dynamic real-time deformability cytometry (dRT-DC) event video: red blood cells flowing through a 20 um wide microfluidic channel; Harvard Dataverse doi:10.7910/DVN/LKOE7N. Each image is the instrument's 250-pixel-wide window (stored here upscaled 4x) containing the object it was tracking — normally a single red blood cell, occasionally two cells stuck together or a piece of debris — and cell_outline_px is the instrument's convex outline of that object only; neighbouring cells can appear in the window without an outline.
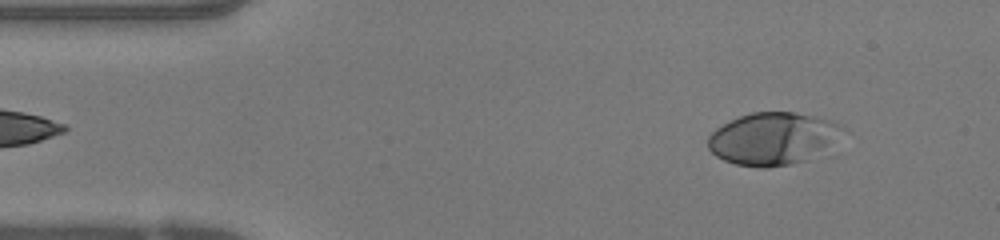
{"species": "human", "species_latin": "Homo sapiens", "temperature_condition": "warm", "stored_images_in_passage": 47, "camera_frame_rate_fps": 3000, "um_per_image_px": 0.085, "donor": {"sex": "female"}, "frame": {"image": 1, "passage_image": 4, "time_ms": 1.0, "image_size_px": [1000, 240], "cell_outline_px": [[840, 124], [824, 148], [804, 160], [788, 164], [764, 168], [760, 168], [736, 164], [724, 160], [716, 156], [708, 148], [708, 136], [716, 128], [740, 116], [752, 112], [792, 112], [832, 120]], "centroid_in_image_um": [65.52, 11.78], "position_along_channel_um": 19.5, "area_um2": 39.48}}
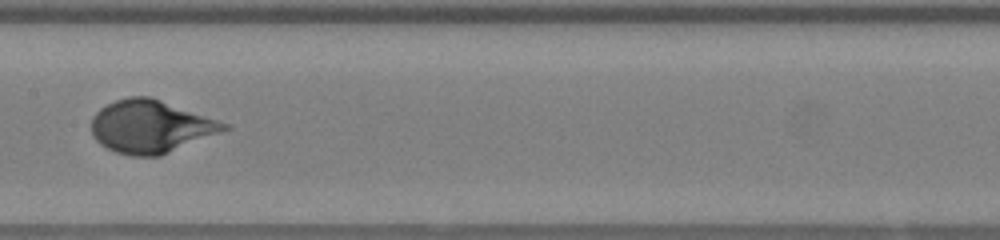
{"frame": {"image": 2, "passage_image": 22, "time_ms": 7.0, "image_size_px": [1000, 240], "cell_outline_px": [[232, 128], [160, 156], [132, 156], [116, 152], [100, 144], [92, 136], [92, 116], [100, 108], [116, 100], [128, 96], [148, 96], [232, 124]], "centroid_in_image_um": [12.83, 10.76], "position_along_channel_um": 194.6, "area_um2": 40.81}}
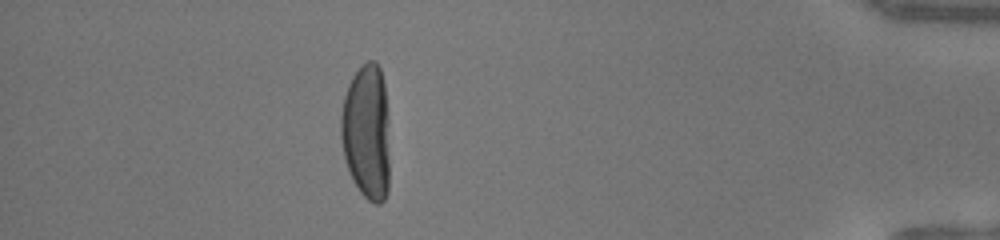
{"frame": {"image": 3, "passage_image": 41, "time_ms": 13.333, "image_size_px": [1000, 240], "cell_outline_px": [[388, 192], [384, 200], [380, 204], [376, 204], [368, 200], [360, 192], [352, 180], [348, 172], [344, 160], [340, 140], [340, 116], [344, 96], [348, 84], [352, 76], [368, 60], [376, 60], [380, 68], [384, 84], [388, 120]], "centroid_in_image_um": [31.14, 11.24], "position_along_channel_um": 404.1, "area_um2": 39.07}, "authors_computed_cell_mechanics": {"area_um2": 39.1306, "velocity_mm_per_s": 4.1816, "shape_relaxation_time_tau1_ms": 4.5527, "shape_relaxation_time_tau2_ms": null, "deformation_change_tau1": 0.2564, "deformation_change_tau2": null}}